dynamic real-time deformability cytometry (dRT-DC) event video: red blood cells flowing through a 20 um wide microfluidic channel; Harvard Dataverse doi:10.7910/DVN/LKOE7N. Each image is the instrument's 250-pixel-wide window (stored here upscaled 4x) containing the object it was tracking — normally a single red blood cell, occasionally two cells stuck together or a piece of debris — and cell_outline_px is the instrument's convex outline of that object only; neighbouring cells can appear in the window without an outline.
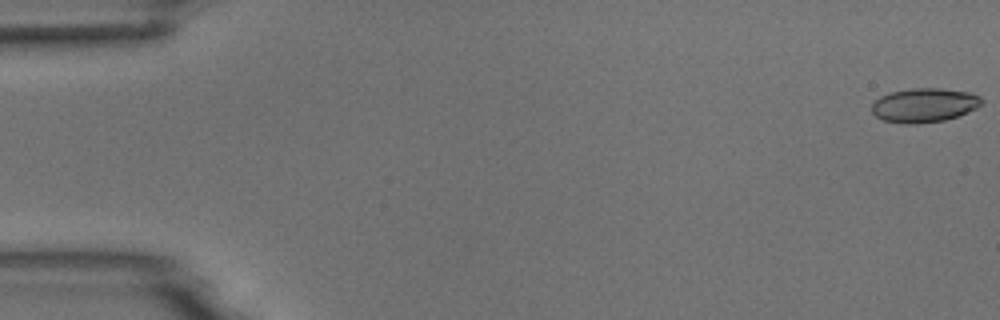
{"species": "common noctule bat (a hibernating species)", "species_latin": "Nyctalus noctula", "temperature_condition": "room temperature", "stored_images_in_passage": 55, "camera_frame_rate_fps": 3000, "um_per_image_px": 0.085, "animal": {"sex": "male", "body_mass_g": 18.8}, "frame": {"image": 1, "passage_image": 1, "time_ms": 0.0, "image_size_px": [1000, 320], "cell_outline_px": [[984, 104], [960, 116], [944, 120], [916, 124], [904, 124], [884, 120], [876, 116], [872, 112], [872, 104], [880, 96], [892, 92], [912, 88], [940, 88], [972, 92], [980, 96], [984, 100]], "centroid_in_image_um": [78.62, 8.94], "position_along_channel_um": 6.4, "area_um2": 22.08}}
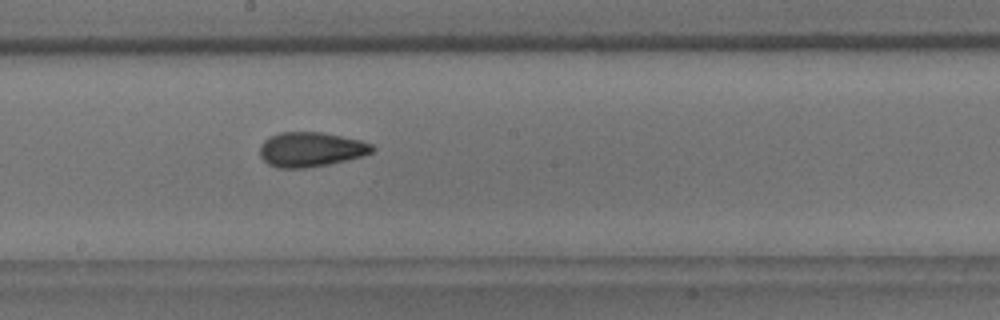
{"frame": {"image": 2, "passage_image": 30, "time_ms": 9.667, "image_size_px": [1000, 320], "cell_outline_px": [[376, 148], [372, 152], [364, 156], [328, 164], [304, 168], [276, 168], [268, 164], [260, 156], [260, 144], [268, 136], [280, 132], [320, 132], [360, 140], [372, 144]], "centroid_in_image_um": [26.4, 12.7], "position_along_channel_um": 221.8, "area_um2": 22.77}}
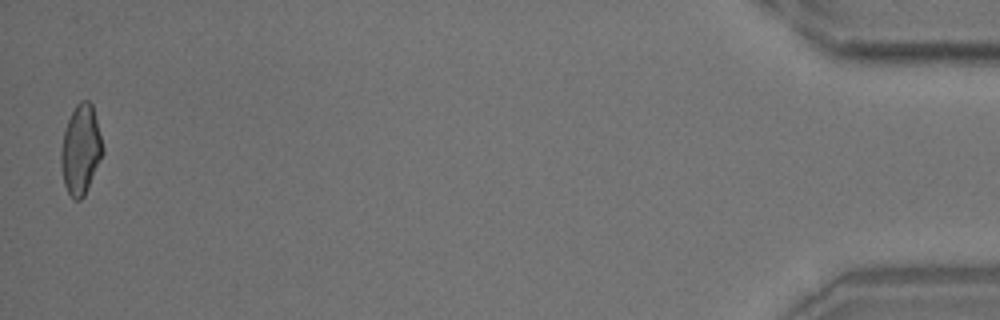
{"frame": {"image": 3, "passage_image": 54, "time_ms": 17.667, "image_size_px": [1000, 320], "cell_outline_px": [[104, 152], [88, 188], [84, 196], [80, 200], [72, 200], [64, 184], [60, 164], [60, 152], [64, 132], [68, 120], [76, 104], [80, 100], [88, 100], [92, 104], [104, 148]], "centroid_in_image_um": [6.86, 12.74], "position_along_channel_um": 428.3, "area_um2": 21.79}, "authors_computed_cell_mechanics": {"area_um2": 22.0218, "velocity_mm_per_s": 3.7328, "shape_relaxation_time_tau1_ms": 6.0233, "shape_relaxation_time_tau2_ms": 1.3666, "deformation_change_tau1": 0.1525, "deformation_change_tau2": 0.0794}}